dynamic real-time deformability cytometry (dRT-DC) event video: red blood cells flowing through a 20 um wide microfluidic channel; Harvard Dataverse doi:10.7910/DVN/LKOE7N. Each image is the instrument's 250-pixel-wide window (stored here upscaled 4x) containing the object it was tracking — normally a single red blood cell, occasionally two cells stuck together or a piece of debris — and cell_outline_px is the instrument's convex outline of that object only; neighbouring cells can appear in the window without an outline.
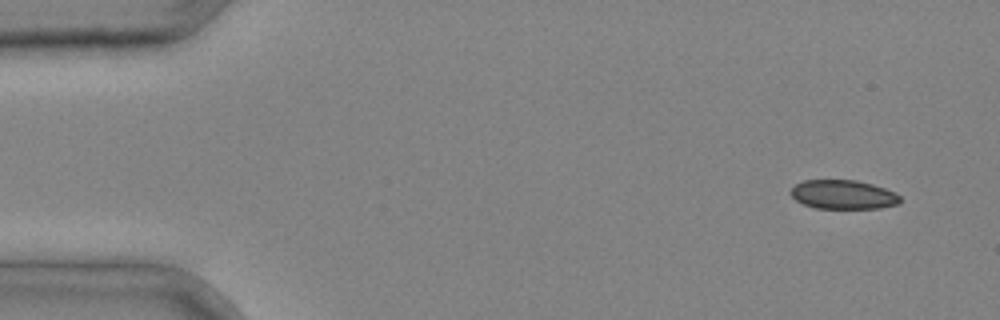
{"species": "common noctule bat (a hibernating species)", "species_latin": "Nyctalus noctula", "temperature_condition": "cold", "stored_images_in_passage": 3, "camera_frame_rate_fps": 3000, "um_per_image_px": 0.085, "animal": {"sex": "male", "body_mass_g": 20.4}, "frame": {"image": 1, "passage_image": 1, "time_ms": 0.0, "image_size_px": [1000, 320], "cell_outline_px": [[900, 204], [880, 208], [816, 208], [804, 204], [796, 200], [788, 192], [796, 184], [804, 180], [856, 180], [872, 184], [896, 192], [900, 196]], "centroid_in_image_um": [71.68, 16.54], "position_along_channel_um": 13.3, "area_um2": 18.55}}